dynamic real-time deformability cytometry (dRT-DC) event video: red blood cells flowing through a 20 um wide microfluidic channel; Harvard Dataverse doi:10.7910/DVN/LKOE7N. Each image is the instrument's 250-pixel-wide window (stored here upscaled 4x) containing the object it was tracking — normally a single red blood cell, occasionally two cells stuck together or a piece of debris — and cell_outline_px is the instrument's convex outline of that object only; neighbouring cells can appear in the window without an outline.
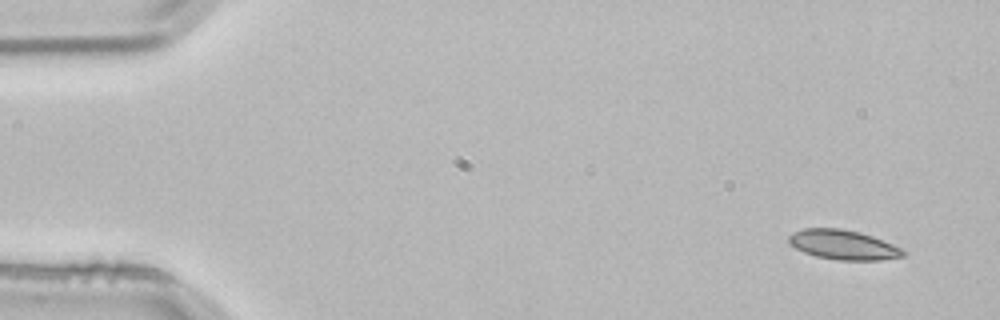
{"species": "common noctule bat (a hibernating species)", "species_latin": "Nyctalus noctula", "temperature_condition": "room temperature", "stored_images_in_passage": 4, "camera_frame_rate_fps": 3000, "um_per_image_px": 0.085, "animal": {"sex": "male", "body_mass_g": 21.5, "forearm_length_mm": 52.0}, "frame": {"image": 1, "passage_image": 1, "time_ms": 0.0, "image_size_px": [1000, 320], "cell_outline_px": [[908, 252], [904, 256], [880, 260], [840, 260], [816, 256], [804, 252], [788, 244], [788, 236], [792, 232], [804, 228], [840, 228], [860, 232], [872, 236], [892, 244]], "centroid_in_image_um": [71.65, 20.8], "position_along_channel_um": 13.3, "area_um2": 19.77}}
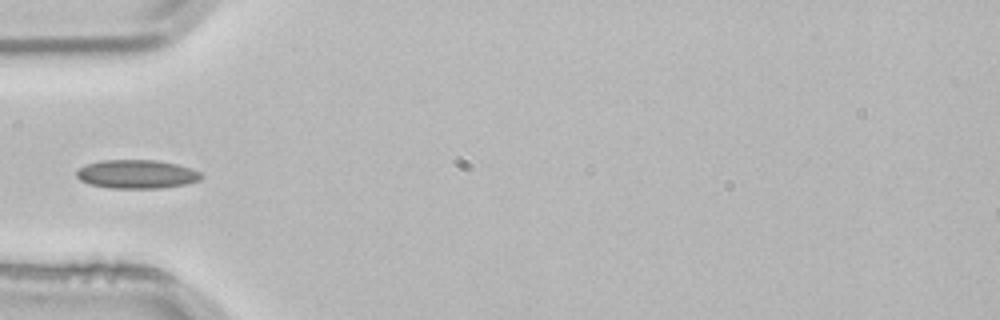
{"frame": {"image": 2, "passage_image": 4, "time_ms": 1.0, "image_size_px": [1000, 320], "cell_outline_px": [[204, 176], [200, 180], [184, 184], [160, 188], [112, 188], [88, 184], [80, 180], [76, 176], [76, 172], [80, 168], [88, 164], [100, 160], [156, 160], [176, 164], [192, 168], [200, 172]], "centroid_in_image_um": [11.63, 14.8], "position_along_channel_um": 73.4, "area_um2": 20.81}}